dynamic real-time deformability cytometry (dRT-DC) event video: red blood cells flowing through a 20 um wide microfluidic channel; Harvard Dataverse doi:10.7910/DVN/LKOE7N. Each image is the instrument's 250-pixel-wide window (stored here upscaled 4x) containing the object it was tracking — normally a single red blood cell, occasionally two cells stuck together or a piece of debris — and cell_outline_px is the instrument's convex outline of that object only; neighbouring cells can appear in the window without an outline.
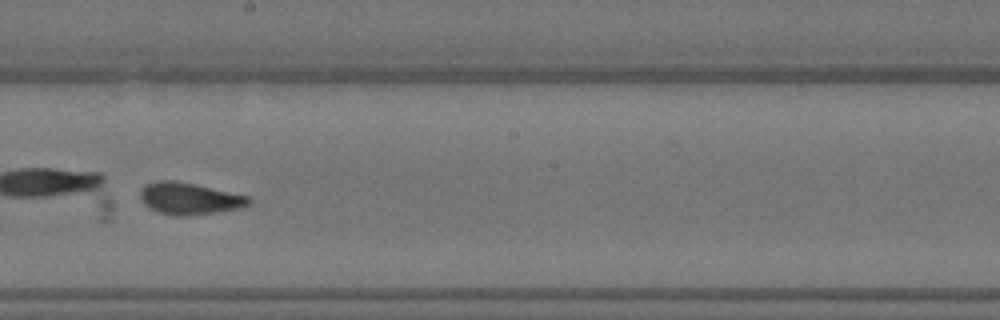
{"species": "Egyptian fruit bat (a non-hibernating species)", "species_latin": "Rousettus aegyptiacus", "temperature_condition": "warm", "stored_images_in_passage": 40, "camera_frame_rate_fps": 3000, "um_per_image_px": 0.085, "animal": {"sex": "female"}, "frame": {"image": 1, "passage_image": 17, "time_ms": 5.333, "image_size_px": [1000, 320], "cell_outline_px": [[252, 204], [240, 208], [216, 212], [184, 216], [176, 216], [160, 212], [148, 208], [144, 204], [140, 196], [140, 192], [144, 184], [156, 180], [176, 180], [248, 196], [252, 200]], "centroid_in_image_um": [16.08, 16.87], "position_along_channel_um": 232.1, "area_um2": 20.17}, "authors_computed_cell_mechanics": {"area_um2": 20.3167, "velocity_mm_per_s": 3.671, "shape_relaxation_time_tau1_ms": 7.1143, "shape_relaxation_time_tau2_ms": 3.6111, "deformation_change_tau1": 0.2471, "deformation_change_tau2": 0.1208}}